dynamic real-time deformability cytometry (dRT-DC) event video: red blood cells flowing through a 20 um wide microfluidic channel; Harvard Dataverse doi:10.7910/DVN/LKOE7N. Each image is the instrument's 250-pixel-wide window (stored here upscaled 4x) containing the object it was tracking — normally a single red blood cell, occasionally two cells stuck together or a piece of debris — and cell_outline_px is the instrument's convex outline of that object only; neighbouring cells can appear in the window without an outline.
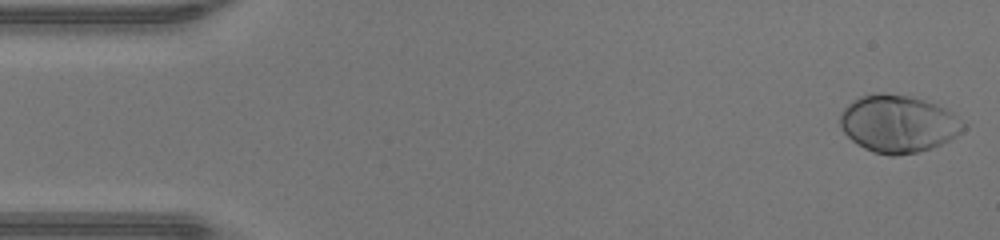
{"species": "human", "species_latin": "Homo sapiens", "temperature_condition": "warm", "stored_images_in_passage": 46, "camera_frame_rate_fps": 3000, "um_per_image_px": 0.085, "donor": {"sex": "male"}, "frame": {"image": 1, "passage_image": 1, "time_ms": 0.0, "image_size_px": [1000, 240], "cell_outline_px": [[968, 128], [956, 136], [932, 148], [916, 152], [896, 156], [892, 156], [872, 152], [864, 148], [852, 140], [840, 128], [840, 116], [844, 108], [852, 100], [860, 96], [908, 96], [924, 100], [936, 104], [952, 112], [968, 124]], "centroid_in_image_um": [76.39, 10.56], "position_along_channel_um": 8.6, "area_um2": 40.69}}
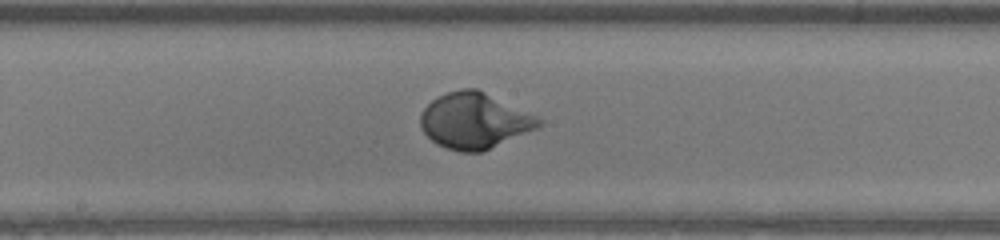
{"frame": {"image": 2, "passage_image": 24, "time_ms": 7.667, "image_size_px": [1000, 240], "cell_outline_px": [[544, 124], [536, 128], [484, 152], [460, 152], [436, 144], [420, 128], [420, 112], [432, 100], [448, 92], [460, 88], [476, 88], [536, 116], [544, 120]], "centroid_in_image_um": [40.31, 10.27], "position_along_channel_um": 207.9, "area_um2": 38.32}}
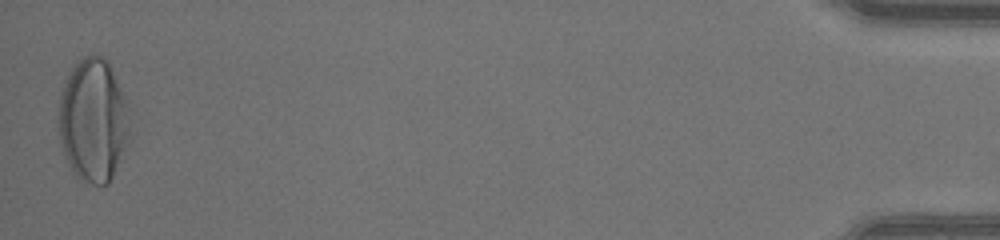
{"frame": {"image": 3, "passage_image": 46, "time_ms": 15.0, "image_size_px": [1000, 240], "cell_outline_px": [[128, 132], [124, 144], [112, 176], [108, 184], [92, 184], [80, 180], [72, 172], [64, 156], [60, 144], [56, 116], [60, 96], [64, 80], [68, 72], [76, 60], [80, 56], [92, 52], [104, 56], [108, 60], [128, 108]], "centroid_in_image_um": [7.83, 10.15], "position_along_channel_um": 427.4, "area_um2": 51.38}, "authors_computed_cell_mechanics": {"area_um2": 38.0613, "velocity_mm_per_s": 4.3739, "shape_relaxation_time_tau1_ms": 2.366, "shape_relaxation_time_tau2_ms": null, "deformation_change_tau1": 0.1994, "deformation_change_tau2": null}}